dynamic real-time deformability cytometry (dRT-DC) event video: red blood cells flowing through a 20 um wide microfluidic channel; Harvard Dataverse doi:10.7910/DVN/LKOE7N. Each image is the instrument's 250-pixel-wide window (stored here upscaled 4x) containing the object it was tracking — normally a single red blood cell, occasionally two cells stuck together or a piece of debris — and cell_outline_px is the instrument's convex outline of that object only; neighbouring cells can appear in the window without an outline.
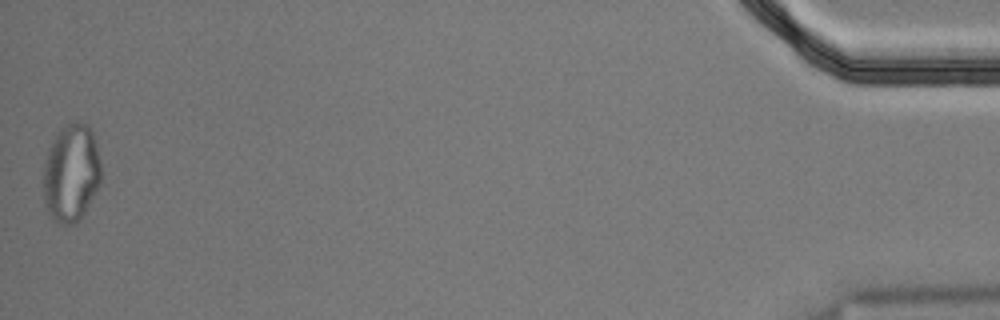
{"species": "Egyptian fruit bat (a non-hibernating species)", "species_latin": "Rousettus aegyptiacus", "temperature_condition": "cold", "stored_images_in_passage": 39, "segment_of_instrument_passage": [2, 2], "camera_frame_rate_fps": 3000, "um_per_image_px": 0.085, "animal": {"sex": "male"}, "frame": {"image": 1, "passage_image": 39, "time_ms": 12.667, "image_size_px": [1000, 320], "cell_outline_px": [[100, 184], [80, 220], [76, 224], [56, 224], [52, 220], [48, 212], [44, 200], [40, 180], [44, 160], [48, 148], [56, 132], [60, 128], [68, 124], [88, 124], [92, 132], [96, 144], [100, 160]], "centroid_in_image_um": [5.99, 14.75], "position_along_channel_um": 429.2, "area_um2": 33.58}}